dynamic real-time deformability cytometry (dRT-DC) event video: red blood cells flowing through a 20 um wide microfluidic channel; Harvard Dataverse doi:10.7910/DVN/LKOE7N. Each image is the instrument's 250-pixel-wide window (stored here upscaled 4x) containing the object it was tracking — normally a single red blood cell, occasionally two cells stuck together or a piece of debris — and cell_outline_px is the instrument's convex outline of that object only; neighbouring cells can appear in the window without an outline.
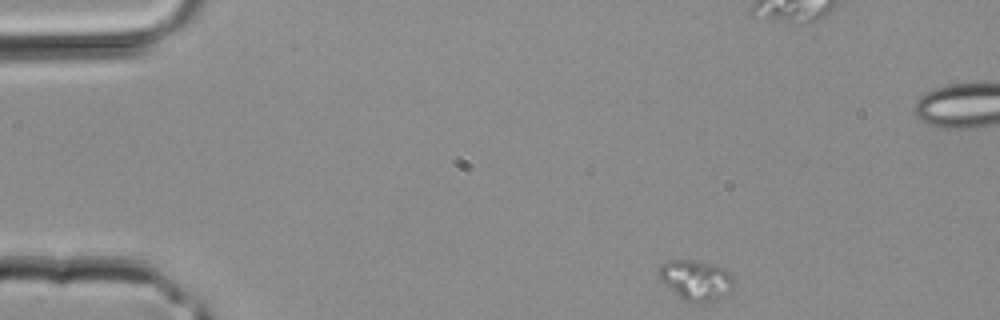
{"species": "common noctule bat (a hibernating species)", "species_latin": "Nyctalus noctula", "temperature_condition": "room temperature", "stored_images_in_passage": 3, "segment_of_instrument_passage": [1, 2], "camera_frame_rate_fps": 3000, "um_per_image_px": 0.085, "animal": {"sex": "male", "body_mass_g": 20.4}, "frame": {"image": 1, "passage_image": 1, "time_ms": 0.0, "image_size_px": [1000, 320], "cell_outline_px": [[732, 296], [704, 304], [684, 300], [660, 280], [656, 276], [656, 272], [660, 264], [668, 260], [692, 260], [724, 268], [732, 276]], "centroid_in_image_um": [59.16, 23.84], "position_along_channel_um": 25.8, "area_um2": 17.92}}